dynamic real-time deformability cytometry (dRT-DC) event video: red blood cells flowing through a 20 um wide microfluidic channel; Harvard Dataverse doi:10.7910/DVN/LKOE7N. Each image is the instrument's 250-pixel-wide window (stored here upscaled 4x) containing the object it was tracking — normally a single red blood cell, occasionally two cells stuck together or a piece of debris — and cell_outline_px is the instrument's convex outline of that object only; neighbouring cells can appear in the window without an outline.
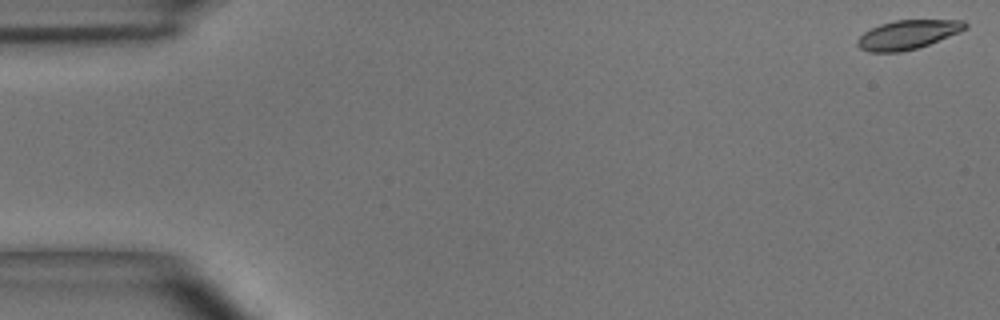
{"species": "common noctule bat (a hibernating species)", "species_latin": "Nyctalus noctula", "temperature_condition": "room temperature", "stored_images_in_passage": 49, "camera_frame_rate_fps": 3000, "um_per_image_px": 0.085, "animal": {"sex": "male", "body_mass_g": 15.6}, "frame": {"image": 1, "passage_image": 1, "time_ms": 0.0, "image_size_px": [1000, 320], "cell_outline_px": [[968, 28], [960, 32], [928, 44], [916, 48], [900, 52], [868, 52], [860, 48], [856, 44], [856, 40], [864, 32], [880, 24], [896, 20], [964, 20], [968, 24]], "centroid_in_image_um": [77.16, 2.94], "position_along_channel_um": 7.8, "area_um2": 18.21}}
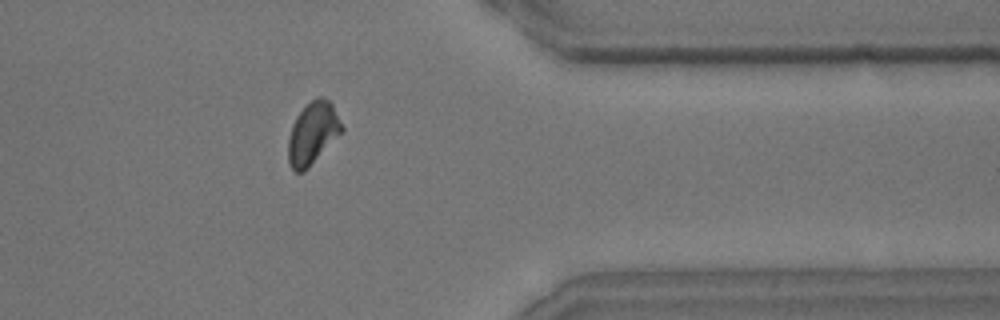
{"frame": {"image": 2, "passage_image": 40, "time_ms": 13.0, "image_size_px": [1000, 320], "cell_outline_px": [[344, 132], [304, 172], [296, 172], [288, 164], [288, 140], [292, 124], [296, 116], [316, 96], [320, 96], [332, 100], [344, 128]], "centroid_in_image_um": [26.62, 11.31], "position_along_channel_um": 384.8, "area_um2": 19.83}}
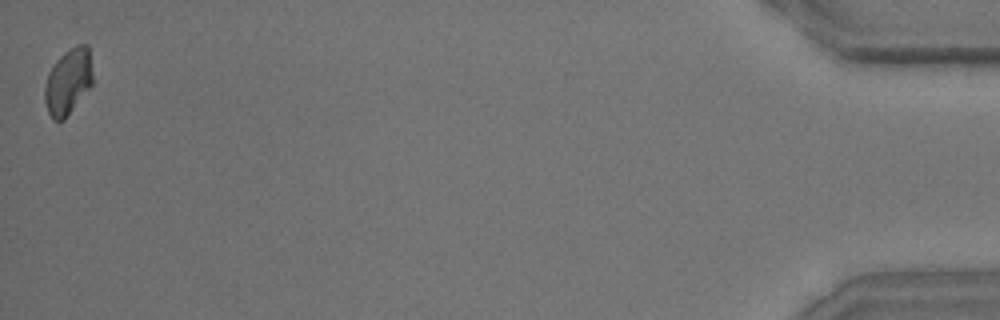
{"frame": {"image": 3, "passage_image": 49, "time_ms": 16.0, "image_size_px": [1000, 320], "cell_outline_px": [[92, 84], [64, 120], [52, 120], [48, 112], [44, 100], [44, 88], [48, 72], [56, 60], [64, 52], [76, 44], [88, 44], [92, 72]], "centroid_in_image_um": [5.77, 6.92], "position_along_channel_um": 429.4, "area_um2": 18.44}, "authors_computed_cell_mechanics": {"area_um2": 19.1896, "velocity_mm_per_s": 4.0527, "shape_relaxation_time_tau1_ms": 3.178, "shape_relaxation_time_tau2_ms": 4.292, "deformation_change_tau1": 0.1131, "deformation_change_tau2": 0.0979}}